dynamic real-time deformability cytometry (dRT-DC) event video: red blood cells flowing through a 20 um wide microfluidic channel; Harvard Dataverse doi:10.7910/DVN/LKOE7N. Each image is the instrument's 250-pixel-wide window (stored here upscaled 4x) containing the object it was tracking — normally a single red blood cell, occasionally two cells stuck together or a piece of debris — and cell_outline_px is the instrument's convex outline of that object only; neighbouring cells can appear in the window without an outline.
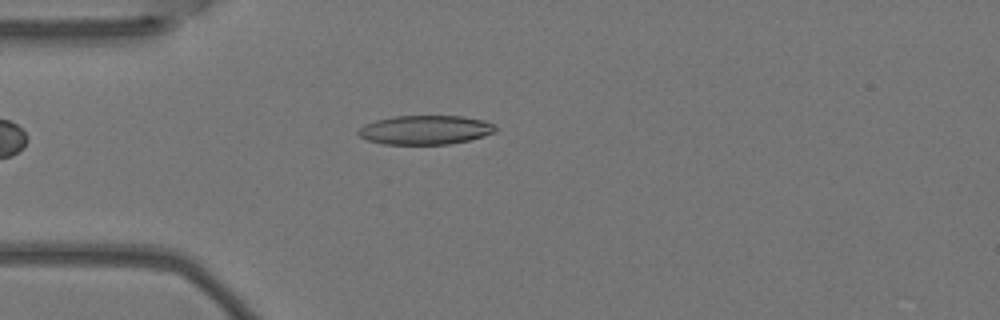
{"species": "Egyptian fruit bat (a non-hibernating species)", "species_latin": "Rousettus aegyptiacus", "temperature_condition": "warm", "stored_images_in_passage": 4, "camera_frame_rate_fps": 3000, "um_per_image_px": 0.085, "animal": {"sex": "female"}, "frame": {"image": 1, "passage_image": 4, "time_ms": 1.0, "image_size_px": [1000, 320], "cell_outline_px": [[496, 132], [484, 136], [468, 140], [448, 144], [384, 144], [368, 140], [360, 136], [356, 132], [364, 124], [376, 120], [392, 116], [464, 116], [484, 120], [496, 124]], "centroid_in_image_um": [36.17, 11.03], "position_along_channel_um": 48.8, "area_um2": 23.35}}